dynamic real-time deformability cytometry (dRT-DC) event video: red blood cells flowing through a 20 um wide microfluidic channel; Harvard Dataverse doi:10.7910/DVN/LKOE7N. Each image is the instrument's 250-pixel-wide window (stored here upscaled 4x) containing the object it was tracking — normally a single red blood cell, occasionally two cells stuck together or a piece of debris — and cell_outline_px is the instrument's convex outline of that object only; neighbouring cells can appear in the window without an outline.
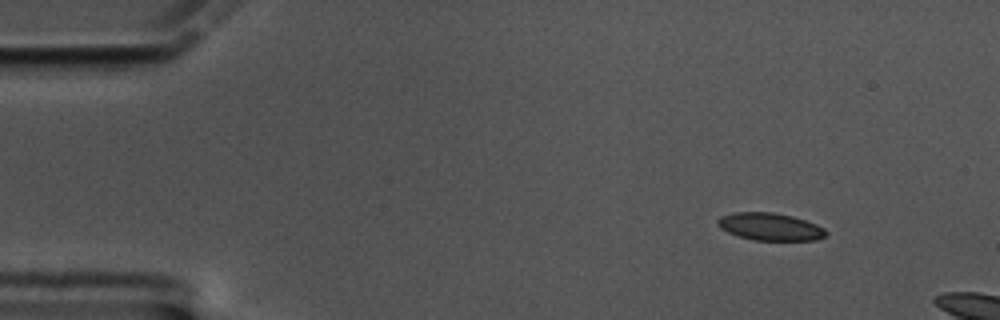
{"species": "common noctule bat (a hibernating species)", "species_latin": "Nyctalus noctula", "temperature_condition": "cold", "stored_images_in_passage": 50, "segment_of_instrument_passage": [1, 2], "camera_frame_rate_fps": 3000, "um_per_image_px": 0.085, "animal": {"sex": "male", "body_mass_g": 17.5, "forearm_length_mm": 52.3}, "frame": {"image": 1, "passage_image": 1, "time_ms": 0.0, "image_size_px": [1000, 320], "cell_outline_px": [[828, 232], [824, 236], [816, 240], [752, 240], [736, 236], [720, 228], [716, 224], [716, 220], [720, 216], [732, 212], [772, 212], [792, 216], [816, 224], [824, 228]], "centroid_in_image_um": [65.4, 19.27], "position_along_channel_um": 19.6, "area_um2": 17.46}}
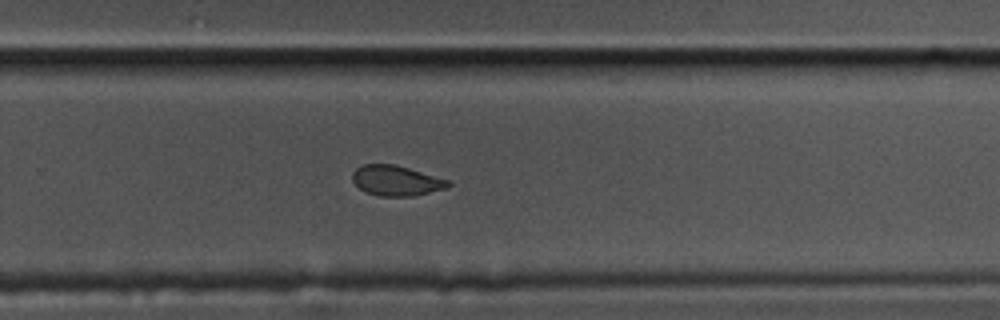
{"frame": {"image": 2, "passage_image": 33, "time_ms": 10.667, "image_size_px": [1000, 320], "cell_outline_px": [[452, 184], [448, 188], [412, 196], [380, 196], [364, 192], [352, 180], [352, 172], [356, 168], [364, 164], [396, 164], [448, 180]], "centroid_in_image_um": [33.66, 15.35], "position_along_channel_um": 296.1, "area_um2": 16.88}}
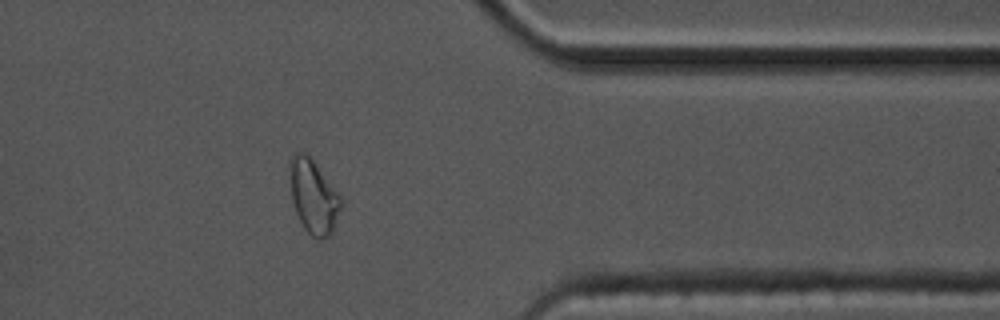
{"frame": {"image": 3, "passage_image": 42, "time_ms": 13.667, "image_size_px": [1000, 320], "cell_outline_px": [[344, 200], [332, 236], [320, 240], [316, 240], [304, 228], [296, 212], [292, 200], [288, 168], [288, 160], [296, 152], [300, 152], [308, 156], [312, 160]], "centroid_in_image_um": [26.65, 16.75], "position_along_channel_um": 384.7, "area_um2": 22.25}}